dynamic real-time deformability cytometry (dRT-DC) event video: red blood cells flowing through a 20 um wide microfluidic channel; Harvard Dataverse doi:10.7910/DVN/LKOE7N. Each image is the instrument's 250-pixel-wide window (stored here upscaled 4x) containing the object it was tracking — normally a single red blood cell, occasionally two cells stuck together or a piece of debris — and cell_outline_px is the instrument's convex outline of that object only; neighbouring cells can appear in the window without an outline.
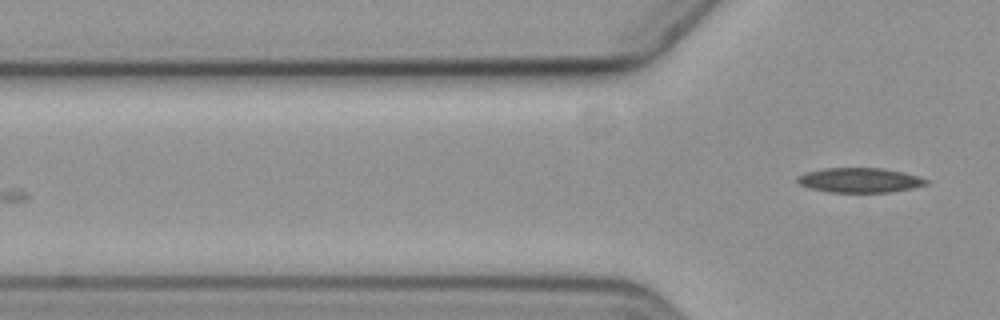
{"species": "common noctule bat (a hibernating species)", "species_latin": "Nyctalus noctula", "temperature_condition": "cold", "stored_images_in_passage": 5, "camera_frame_rate_fps": 3000, "um_per_image_px": 0.085, "animal": {"sex": "female", "body_mass_g": 19.3, "forearm_length_mm": 54.1}, "frame": {"image": 1, "passage_image": 5, "time_ms": 6.667, "image_size_px": [1000, 320], "cell_outline_px": [[928, 184], [912, 188], [888, 192], [828, 192], [808, 188], [800, 184], [796, 180], [796, 176], [804, 172], [824, 168], [880, 168], [904, 172], [928, 180]], "centroid_in_image_um": [73.01, 15.31], "position_along_channel_um": 52.8, "area_um2": 18.55}}